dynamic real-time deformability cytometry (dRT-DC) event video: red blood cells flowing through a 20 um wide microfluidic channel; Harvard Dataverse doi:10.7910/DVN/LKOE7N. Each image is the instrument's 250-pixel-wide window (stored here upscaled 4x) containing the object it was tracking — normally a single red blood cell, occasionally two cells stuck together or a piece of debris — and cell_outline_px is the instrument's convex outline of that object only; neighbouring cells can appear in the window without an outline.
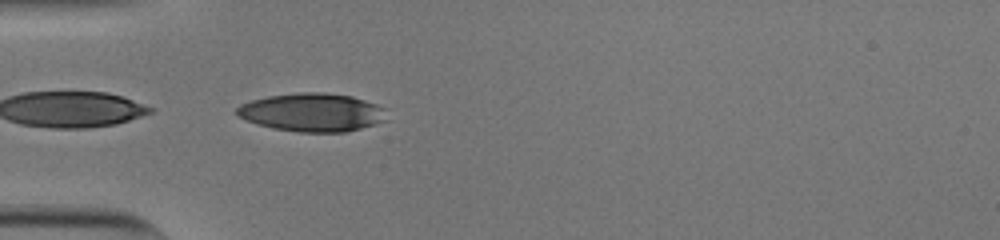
{"species": "human", "species_latin": "Homo sapiens", "temperature_condition": "cold", "stored_images_in_passage": 36, "camera_frame_rate_fps": 3000, "um_per_image_px": 0.085, "donor": {"sex": "male"}, "frame": {"image": 1, "passage_image": 1, "time_ms": 0.0, "image_size_px": [1000, 240], "cell_outline_px": [[388, 108], [384, 120], [376, 124], [344, 132], [300, 132], [272, 128], [236, 116], [236, 108], [240, 104], [252, 100], [268, 96], [300, 92], [324, 92], [352, 96]], "centroid_in_image_um": [26.55, 9.54], "position_along_channel_um": 58.4, "area_um2": 33.47}}
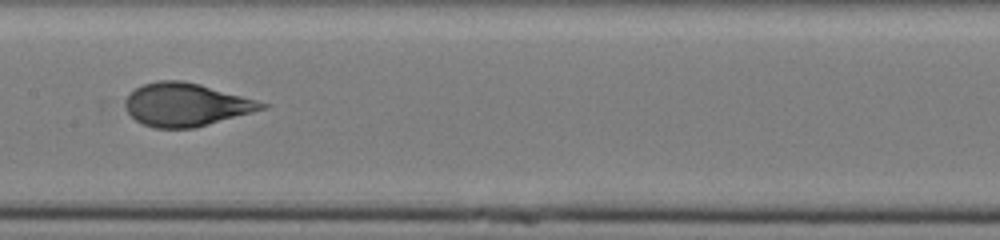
{"frame": {"image": 2, "passage_image": 12, "time_ms": 3.667, "image_size_px": [1000, 240], "cell_outline_px": [[268, 108], [196, 128], [156, 128], [144, 124], [136, 120], [128, 112], [124, 104], [128, 96], [136, 88], [144, 84], [160, 80], [180, 80], [200, 84], [256, 100], [268, 104]], "centroid_in_image_um": [15.83, 8.9], "position_along_channel_um": 191.6, "area_um2": 34.04}}
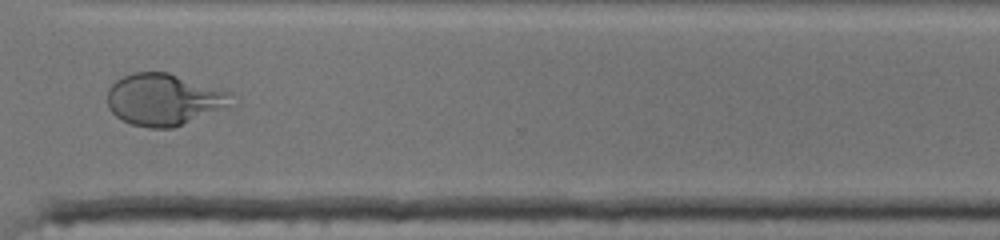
{"frame": {"image": 3, "passage_image": 25, "time_ms": 8.0, "image_size_px": [1000, 240], "cell_outline_px": [[236, 104], [172, 128], [148, 128], [132, 124], [116, 116], [108, 108], [108, 88], [116, 80], [132, 72], [168, 72], [232, 92]], "centroid_in_image_um": [13.97, 8.45], "position_along_channel_um": 356.6, "area_um2": 37.63}, "authors_computed_cell_mechanics": {"area_um2": 34.5644, "velocity_mm_per_s": 3.8097, "shape_relaxation_time_tau1_ms": 4.9499, "shape_relaxation_time_tau2_ms": null, "deformation_change_tau1": 0.2267, "deformation_change_tau2": null}}